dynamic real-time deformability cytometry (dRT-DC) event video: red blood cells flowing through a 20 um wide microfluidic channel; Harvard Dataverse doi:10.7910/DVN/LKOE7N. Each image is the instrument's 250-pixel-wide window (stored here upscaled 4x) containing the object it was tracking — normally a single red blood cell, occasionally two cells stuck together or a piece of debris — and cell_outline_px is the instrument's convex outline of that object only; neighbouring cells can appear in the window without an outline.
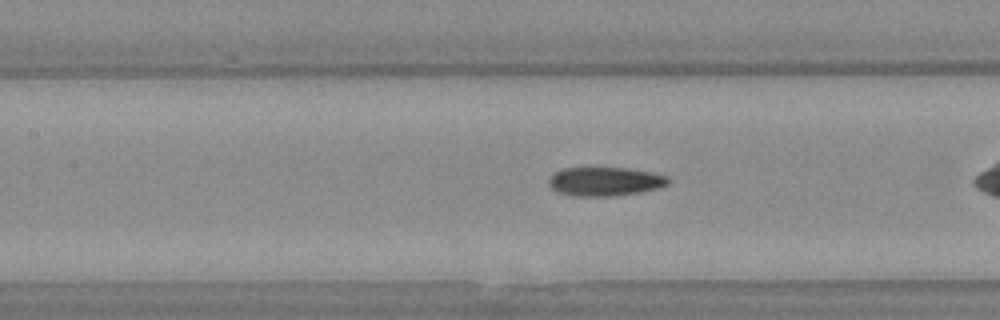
{"species": "Egyptian fruit bat (a non-hibernating species)", "species_latin": "Rousettus aegyptiacus", "temperature_condition": "warm", "stored_images_in_passage": 25, "camera_frame_rate_fps": 3000, "um_per_image_px": 0.085, "animal": {"sex": "female"}, "frame": {"image": 1, "passage_image": 8, "time_ms": 2.333, "image_size_px": [1000, 320], "cell_outline_px": [[672, 180], [668, 184], [660, 188], [640, 192], [612, 196], [572, 196], [560, 192], [552, 188], [548, 184], [548, 180], [556, 172], [564, 168], [628, 168], [652, 172], [668, 176]], "centroid_in_image_um": [51.48, 15.43], "position_along_channel_um": 155.9, "area_um2": 20.11}}
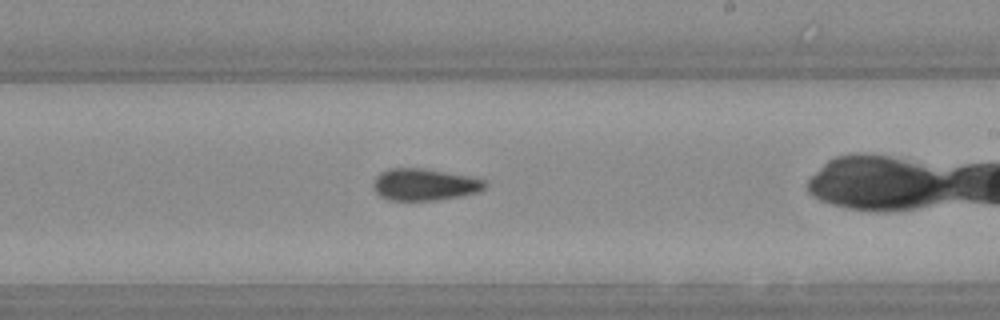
{"frame": {"image": 2, "passage_image": 15, "time_ms": 4.667, "image_size_px": [1000, 320], "cell_outline_px": [[488, 184], [484, 188], [476, 192], [460, 196], [436, 200], [388, 200], [380, 196], [372, 188], [372, 184], [376, 176], [380, 172], [388, 168], [424, 168], [468, 176], [484, 180]], "centroid_in_image_um": [36.03, 15.68], "position_along_channel_um": 253.0, "area_um2": 20.75}}